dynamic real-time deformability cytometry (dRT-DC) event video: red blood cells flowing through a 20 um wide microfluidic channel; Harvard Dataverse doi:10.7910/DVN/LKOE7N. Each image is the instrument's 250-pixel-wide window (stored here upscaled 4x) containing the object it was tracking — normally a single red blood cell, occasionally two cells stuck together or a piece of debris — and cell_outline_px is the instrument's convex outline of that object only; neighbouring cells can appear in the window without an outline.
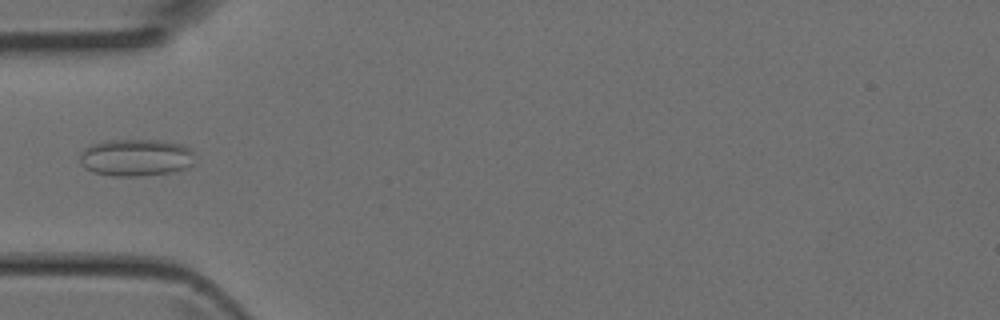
{"species": "Egyptian fruit bat (a non-hibernating species)", "species_latin": "Rousettus aegyptiacus", "temperature_condition": "room temperature", "stored_images_in_passage": 4, "camera_frame_rate_fps": 3000, "um_per_image_px": 0.085, "animal": {"sex": "female"}, "frame": {"image": 1, "passage_image": 3, "time_ms": 0.667, "image_size_px": [1000, 320], "cell_outline_px": [[192, 164], [188, 168], [176, 172], [144, 176], [112, 176], [92, 172], [84, 168], [80, 164], [80, 152], [84, 148], [92, 144], [112, 140], [160, 140], [184, 144], [192, 152]], "centroid_in_image_um": [11.54, 13.41], "position_along_channel_um": 73.5, "area_um2": 25.2}}